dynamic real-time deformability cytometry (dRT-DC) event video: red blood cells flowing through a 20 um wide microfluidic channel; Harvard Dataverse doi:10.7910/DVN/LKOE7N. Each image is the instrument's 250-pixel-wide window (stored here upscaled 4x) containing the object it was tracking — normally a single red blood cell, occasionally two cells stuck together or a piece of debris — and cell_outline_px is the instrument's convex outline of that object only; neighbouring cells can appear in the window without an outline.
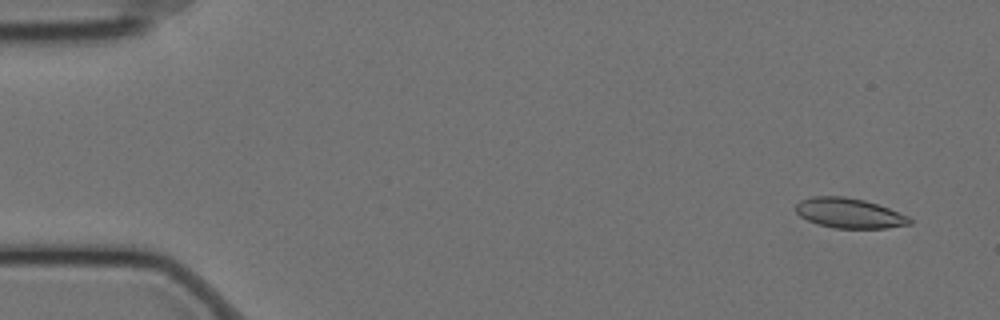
{"species": "Egyptian fruit bat (a non-hibernating species)", "species_latin": "Rousettus aegyptiacus", "temperature_condition": "cold", "stored_images_in_passage": 56, "camera_frame_rate_fps": 3000, "um_per_image_px": 0.085, "animal": {"sex": "female"}, "frame": {"image": 1, "passage_image": 1, "time_ms": 0.0, "image_size_px": [1000, 320], "cell_outline_px": [[912, 224], [888, 228], [832, 228], [816, 224], [800, 216], [796, 212], [796, 204], [800, 200], [812, 196], [844, 196], [864, 200], [888, 208], [908, 216], [912, 220]], "centroid_in_image_um": [72.17, 18.12], "position_along_channel_um": 12.8, "area_um2": 19.94}}
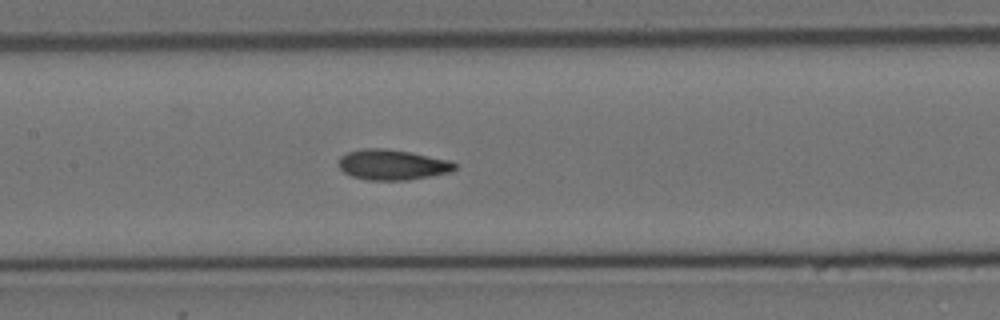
{"frame": {"image": 2, "passage_image": 25, "time_ms": 8.0, "image_size_px": [1000, 320], "cell_outline_px": [[456, 168], [452, 172], [408, 180], [368, 180], [352, 176], [344, 172], [336, 164], [336, 160], [340, 156], [348, 152], [364, 148], [384, 148], [408, 152], [448, 160], [456, 164]], "centroid_in_image_um": [33.3, 14.0], "position_along_channel_um": 174.1, "area_um2": 20.58}}
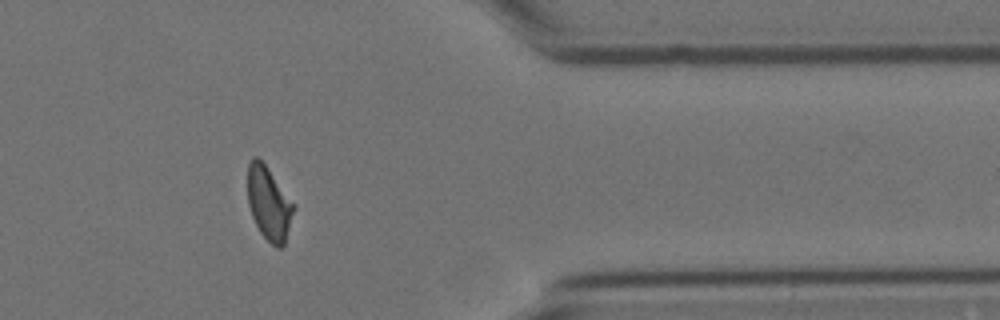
{"frame": {"image": 3, "passage_image": 45, "time_ms": 14.667, "image_size_px": [1000, 320], "cell_outline_px": [[296, 208], [284, 244], [280, 248], [276, 248], [260, 232], [252, 216], [248, 204], [248, 164], [252, 156], [256, 156], [264, 164]], "centroid_in_image_um": [22.84, 17.32], "position_along_channel_um": 388.6, "area_um2": 19.25}}